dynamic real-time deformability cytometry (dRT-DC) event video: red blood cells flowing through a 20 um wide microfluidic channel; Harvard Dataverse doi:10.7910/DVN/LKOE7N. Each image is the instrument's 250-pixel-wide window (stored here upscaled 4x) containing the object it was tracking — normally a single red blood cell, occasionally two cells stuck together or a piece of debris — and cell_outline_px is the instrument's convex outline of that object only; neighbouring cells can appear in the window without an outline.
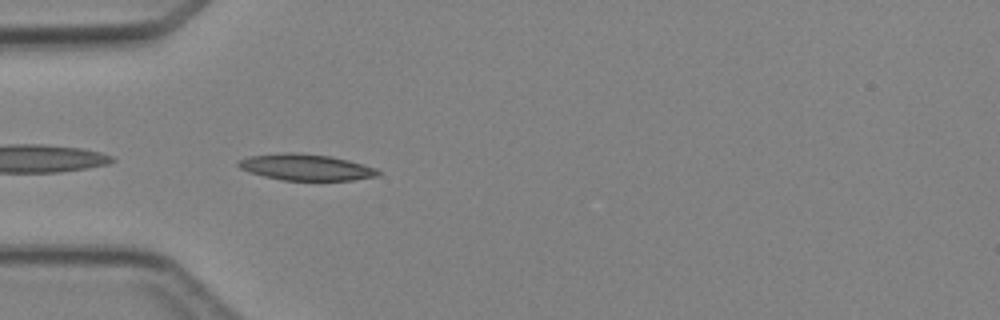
{"species": "Egyptian fruit bat (a non-hibernating species)", "species_latin": "Rousettus aegyptiacus", "temperature_condition": "cold", "stored_images_in_passage": 3, "camera_frame_rate_fps": 3000, "um_per_image_px": 0.085, "animal": {"sex": "female"}, "frame": {"image": 1, "passage_image": 3, "time_ms": 2.333, "image_size_px": [1000, 320], "cell_outline_px": [[380, 176], [352, 180], [284, 180], [264, 176], [240, 168], [236, 164], [236, 160], [248, 156], [284, 152], [296, 152], [332, 156], [364, 164], [376, 168], [380, 172]], "centroid_in_image_um": [26.01, 14.2], "position_along_channel_um": 59.0, "area_um2": 21.5}}